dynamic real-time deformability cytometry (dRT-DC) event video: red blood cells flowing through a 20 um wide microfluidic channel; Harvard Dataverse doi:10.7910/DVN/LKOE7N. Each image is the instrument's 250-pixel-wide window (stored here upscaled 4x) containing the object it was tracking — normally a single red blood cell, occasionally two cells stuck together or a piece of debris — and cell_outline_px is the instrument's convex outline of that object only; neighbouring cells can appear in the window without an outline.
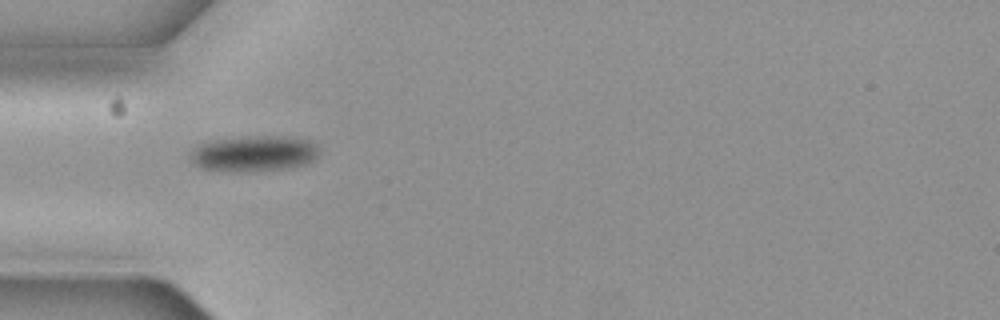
{"species": "common noctule bat (a hibernating species)", "species_latin": "Nyctalus noctula", "temperature_condition": "cold", "stored_images_in_passage": 3, "camera_frame_rate_fps": 3000, "um_per_image_px": 0.085, "animal": {"sex": "female", "body_mass_g": 19.3, "forearm_length_mm": 54.1}, "frame": {"image": 1, "passage_image": 1, "time_ms": 0.0, "image_size_px": [1000, 320], "cell_outline_px": [[316, 156], [308, 164], [288, 168], [244, 172], [232, 172], [204, 168], [196, 164], [188, 156], [196, 144], [212, 140], [260, 136], [276, 136], [308, 140], [316, 148]], "centroid_in_image_um": [21.52, 13.07], "position_along_channel_um": 63.5, "area_um2": 26.53}}
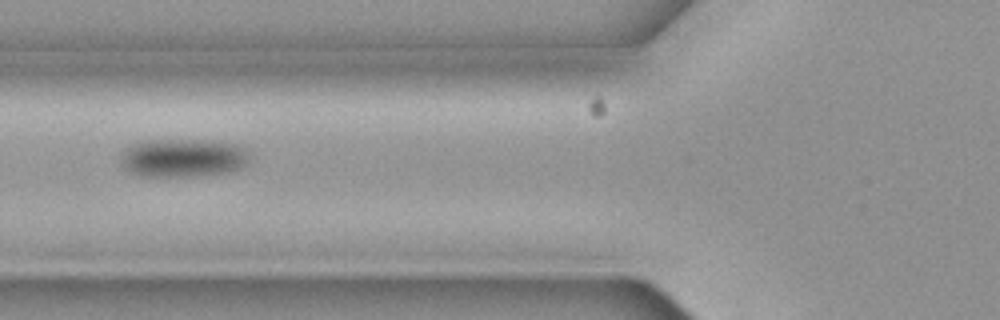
{"frame": {"image": 2, "passage_image": 2, "time_ms": 0.333, "image_size_px": [1000, 320], "cell_outline_px": [[248, 160], [240, 168], [232, 172], [196, 176], [136, 176], [124, 168], [120, 164], [120, 156], [132, 144], [144, 140], [200, 140], [236, 144], [248, 156]], "centroid_in_image_um": [15.48, 13.44], "position_along_channel_um": 110.3, "area_um2": 28.67}}